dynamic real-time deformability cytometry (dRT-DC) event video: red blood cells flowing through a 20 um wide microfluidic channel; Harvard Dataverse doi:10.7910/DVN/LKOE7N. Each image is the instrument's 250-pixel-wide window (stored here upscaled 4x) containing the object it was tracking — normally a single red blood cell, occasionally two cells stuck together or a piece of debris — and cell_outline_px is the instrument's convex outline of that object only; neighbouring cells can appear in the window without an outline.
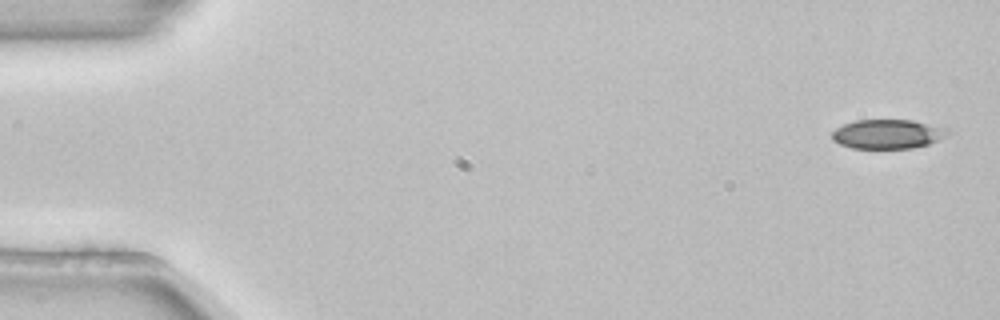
{"species": "common noctule bat (a hibernating species)", "species_latin": "Nyctalus noctula", "temperature_condition": "room temperature", "stored_images_in_passage": 4, "camera_frame_rate_fps": 3000, "um_per_image_px": 0.085, "animal": {"sex": "female", "body_mass_g": 22.7, "forearm_length_mm": 54.2}, "frame": {"image": 1, "passage_image": 1, "time_ms": 0.0, "image_size_px": [1000, 320], "cell_outline_px": [[952, 132], [928, 144], [912, 148], [852, 148], [840, 144], [832, 140], [832, 132], [836, 128], [844, 124], [856, 120], [912, 120], [948, 128]], "centroid_in_image_um": [75.45, 11.39], "position_along_channel_um": 9.6, "area_um2": 19.65}}
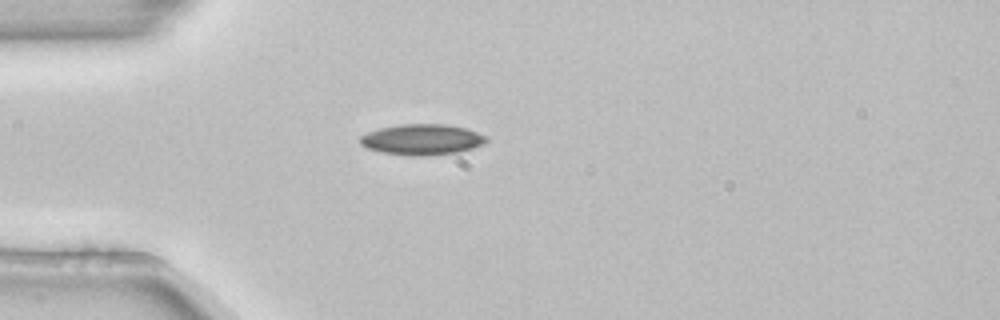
{"frame": {"image": 2, "passage_image": 4, "time_ms": 1.0, "image_size_px": [1000, 320], "cell_outline_px": [[488, 140], [484, 144], [460, 152], [424, 156], [412, 156], [384, 152], [368, 148], [360, 144], [360, 136], [368, 132], [380, 128], [400, 124], [448, 124], [464, 128], [488, 136]], "centroid_in_image_um": [35.9, 11.86], "position_along_channel_um": 49.1, "area_um2": 22.6}}